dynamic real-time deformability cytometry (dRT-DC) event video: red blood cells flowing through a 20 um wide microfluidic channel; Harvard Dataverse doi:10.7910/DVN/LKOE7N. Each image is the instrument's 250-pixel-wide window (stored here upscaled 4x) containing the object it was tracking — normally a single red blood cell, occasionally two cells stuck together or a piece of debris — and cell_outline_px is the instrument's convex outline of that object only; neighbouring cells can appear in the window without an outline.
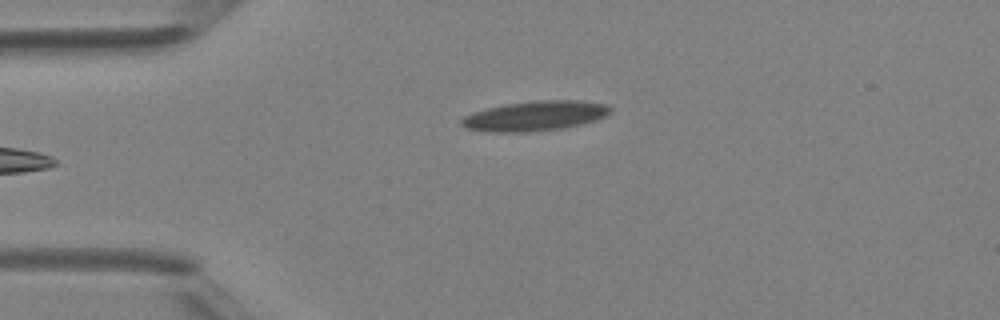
{"species": "Egyptian fruit bat (a non-hibernating species)", "species_latin": "Rousettus aegyptiacus", "temperature_condition": "room temperature", "stored_images_in_passage": 4, "camera_frame_rate_fps": 3000, "um_per_image_px": 0.085, "animal": {"sex": "female"}, "frame": {"image": 1, "passage_image": 4, "time_ms": 4.0, "image_size_px": [1000, 320], "cell_outline_px": [[612, 112], [608, 116], [596, 120], [580, 124], [560, 128], [528, 132], [484, 132], [464, 128], [460, 124], [460, 120], [464, 116], [472, 112], [504, 104], [536, 100], [580, 100], [608, 104], [612, 108]], "centroid_in_image_um": [45.48, 9.85], "position_along_channel_um": 39.5, "area_um2": 26.24}}